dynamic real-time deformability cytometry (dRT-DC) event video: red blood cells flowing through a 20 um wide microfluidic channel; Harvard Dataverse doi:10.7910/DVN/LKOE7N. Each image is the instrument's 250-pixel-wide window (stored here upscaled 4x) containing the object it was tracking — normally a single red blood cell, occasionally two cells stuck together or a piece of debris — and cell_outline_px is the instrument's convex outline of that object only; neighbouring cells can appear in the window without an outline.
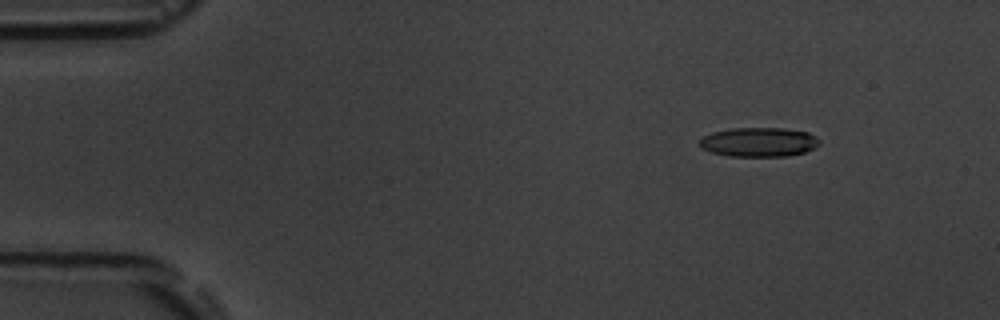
{"species": "common noctule bat (a hibernating species)", "species_latin": "Nyctalus noctula", "temperature_condition": "room temperature", "stored_images_in_passage": 4, "camera_frame_rate_fps": 3000, "um_per_image_px": 0.085, "animal": {"sex": "male", "body_mass_g": 19.5, "forearm_length_mm": 54.6}, "frame": {"image": 1, "passage_image": 2, "time_ms": 1.0, "image_size_px": [1000, 320], "cell_outline_px": [[820, 144], [804, 152], [788, 156], [728, 156], [712, 152], [700, 148], [700, 140], [704, 136], [712, 132], [732, 128], [784, 128], [808, 132], [820, 140]], "centroid_in_image_um": [64.5, 12.07], "position_along_channel_um": 20.5, "area_um2": 20.4}}
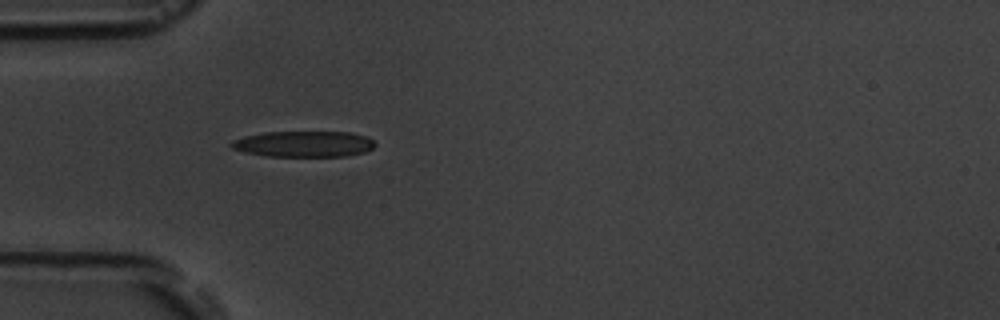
{"frame": {"image": 2, "passage_image": 4, "time_ms": 4.333, "image_size_px": [1000, 320], "cell_outline_px": [[376, 144], [372, 148], [364, 152], [348, 156], [264, 156], [244, 152], [232, 148], [228, 144], [232, 140], [244, 136], [264, 132], [352, 132], [364, 136], [372, 140]], "centroid_in_image_um": [25.78, 12.24], "position_along_channel_um": 59.2, "area_um2": 21.79}}